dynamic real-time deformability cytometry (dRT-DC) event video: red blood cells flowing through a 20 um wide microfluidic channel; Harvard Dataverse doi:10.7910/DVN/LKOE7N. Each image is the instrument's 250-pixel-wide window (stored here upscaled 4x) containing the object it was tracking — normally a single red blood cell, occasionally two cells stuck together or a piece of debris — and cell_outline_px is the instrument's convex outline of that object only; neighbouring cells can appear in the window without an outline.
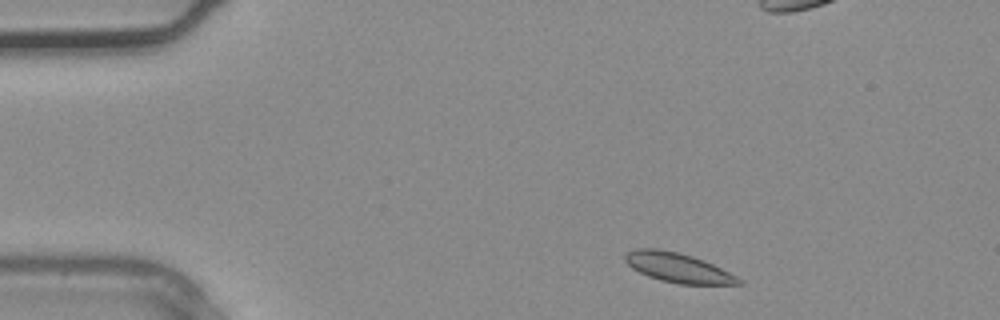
{"species": "common noctule bat (a hibernating species)", "species_latin": "Nyctalus noctula", "temperature_condition": "warm", "stored_images_in_passage": 3, "camera_frame_rate_fps": 3000, "um_per_image_px": 0.085, "animal": {"sex": "male", "body_mass_g": 20.4}, "frame": {"image": 1, "passage_image": 1, "time_ms": 0.0, "image_size_px": [1000, 320], "cell_outline_px": [[744, 284], [680, 284], [660, 280], [648, 276], [632, 268], [624, 260], [624, 256], [628, 252], [636, 248], [656, 248], [676, 252], [692, 256], [704, 260], [736, 276]], "centroid_in_image_um": [57.59, 22.75], "position_along_channel_um": 27.4, "area_um2": 19.25}}